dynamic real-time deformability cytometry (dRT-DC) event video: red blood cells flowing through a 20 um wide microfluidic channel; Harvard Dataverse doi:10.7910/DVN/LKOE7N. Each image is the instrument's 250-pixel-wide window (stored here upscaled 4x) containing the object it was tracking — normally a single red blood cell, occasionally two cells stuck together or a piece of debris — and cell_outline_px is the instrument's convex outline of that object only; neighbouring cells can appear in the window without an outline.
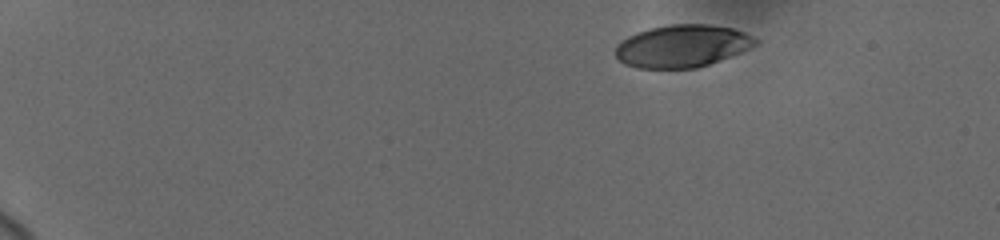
{"species": "human", "species_latin": "Homo sapiens", "temperature_condition": "cold", "stored_images_in_passage": 21, "camera_frame_rate_fps": 3000, "um_per_image_px": 0.085, "donor": {"sex": "female"}, "frame": {"image": 1, "passage_image": 1, "time_ms": 0.0, "image_size_px": [1000, 240], "cell_outline_px": [[760, 44], [752, 48], [708, 64], [696, 68], [636, 68], [624, 64], [616, 56], [616, 44], [620, 40], [636, 32], [652, 28], [672, 24], [708, 24], [732, 28], [744, 32], [760, 40]], "centroid_in_image_um": [58.0, 3.91], "position_along_channel_um": 27.0, "area_um2": 34.74}}
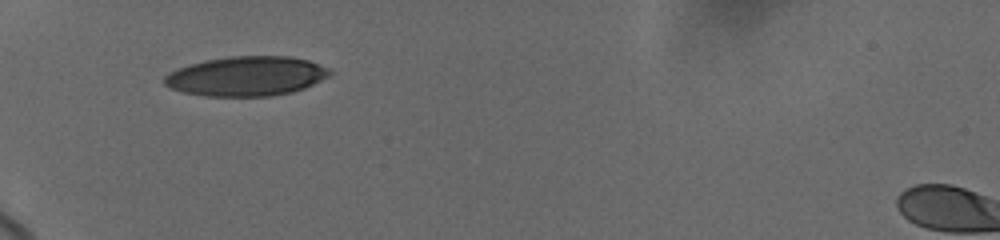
{"frame": {"image": 2, "passage_image": 17, "time_ms": 4.0, "image_size_px": [1000, 240], "cell_outline_px": [[332, 76], [304, 88], [292, 92], [272, 96], [204, 96], [184, 92], [172, 88], [164, 84], [164, 76], [168, 72], [176, 68], [188, 64], [204, 60], [232, 56], [292, 56], [308, 60], [328, 68], [332, 72]], "centroid_in_image_um": [20.95, 6.47], "position_along_channel_um": 64.0, "area_um2": 38.44}}
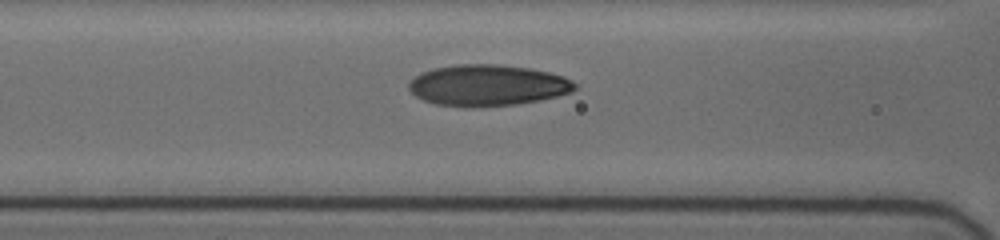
{"frame": {"image": 3, "passage_image": 21, "time_ms": 6.0, "image_size_px": [1000, 240], "cell_outline_px": [[576, 88], [572, 92], [556, 96], [516, 104], [472, 108], [464, 108], [436, 104], [424, 100], [416, 96], [408, 88], [408, 84], [420, 72], [432, 68], [456, 64], [496, 64], [528, 68], [548, 72], [564, 76], [572, 80], [576, 84]], "centroid_in_image_um": [41.41, 7.25], "position_along_channel_um": 125.2, "area_um2": 40.0}}